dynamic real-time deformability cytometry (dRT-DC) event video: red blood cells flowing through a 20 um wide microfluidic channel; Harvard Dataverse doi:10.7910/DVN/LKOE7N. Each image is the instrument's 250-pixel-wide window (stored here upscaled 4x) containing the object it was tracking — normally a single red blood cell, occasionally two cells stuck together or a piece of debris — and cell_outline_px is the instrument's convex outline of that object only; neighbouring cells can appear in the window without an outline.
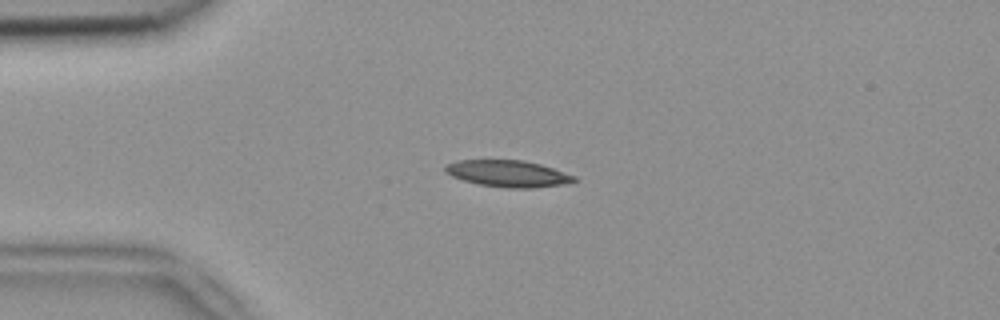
{"species": "common noctule bat (a hibernating species)", "species_latin": "Nyctalus noctula", "temperature_condition": "room temperature", "stored_images_in_passage": 8, "camera_frame_rate_fps": 3000, "um_per_image_px": 0.085, "animal": {"sex": "female", "body_mass_g": 18.4}, "frame": {"image": 1, "passage_image": 2, "time_ms": 0.333, "image_size_px": [1000, 320], "cell_outline_px": [[580, 180], [564, 184], [532, 188], [508, 188], [480, 184], [464, 180], [452, 176], [444, 172], [444, 168], [448, 164], [456, 160], [524, 160], [540, 164], [576, 176]], "centroid_in_image_um": [43.2, 14.75], "position_along_channel_um": 41.8, "area_um2": 19.94}}
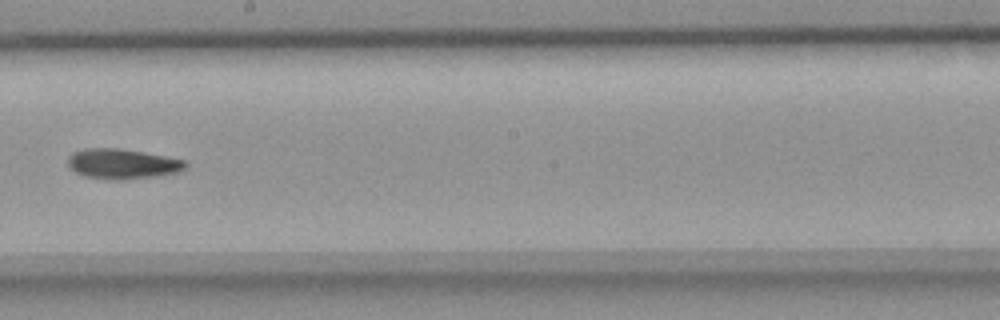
{"frame": {"image": 2, "passage_image": 7, "time_ms": 2.0, "image_size_px": [1000, 320], "cell_outline_px": [[188, 164], [184, 168], [176, 172], [156, 176], [120, 180], [116, 180], [84, 176], [76, 172], [68, 164], [68, 156], [72, 152], [84, 148], [120, 148], [164, 156], [184, 160]], "centroid_in_image_um": [10.37, 13.92], "position_along_channel_um": 237.8, "area_um2": 20.4}}
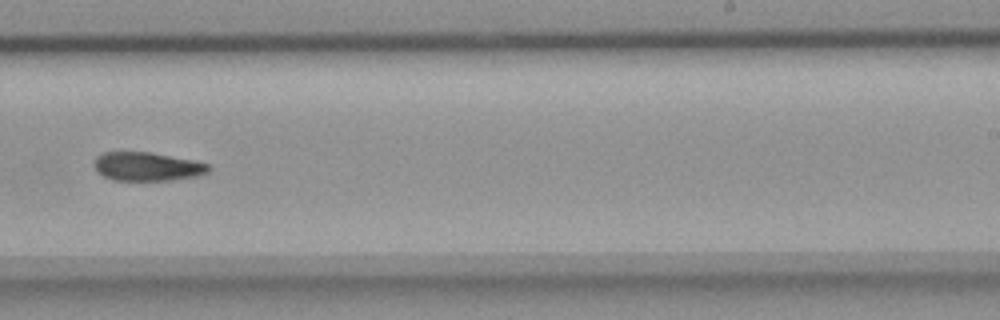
{"frame": {"image": 3, "passage_image": 8, "time_ms": 2.333, "image_size_px": [1000, 320], "cell_outline_px": [[212, 168], [208, 172], [196, 176], [172, 180], [112, 180], [96, 172], [92, 164], [92, 160], [96, 156], [104, 152], [152, 152], [192, 160], [208, 164]], "centroid_in_image_um": [12.45, 14.15], "position_along_channel_um": 276.5, "area_um2": 19.31}}